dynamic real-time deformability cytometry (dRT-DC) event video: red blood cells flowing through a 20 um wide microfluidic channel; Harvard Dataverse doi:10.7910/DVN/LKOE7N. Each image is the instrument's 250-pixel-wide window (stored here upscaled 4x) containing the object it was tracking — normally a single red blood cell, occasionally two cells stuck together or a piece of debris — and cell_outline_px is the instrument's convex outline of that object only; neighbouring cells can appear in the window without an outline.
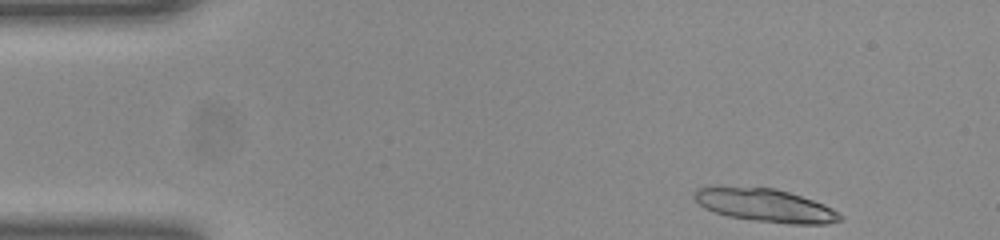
{"species": "common noctule bat (a hibernating species)", "species_latin": "Nyctalus noctula", "temperature_condition": "room temperature", "stored_images_in_passage": 15, "camera_frame_rate_fps": 3000, "um_per_image_px": 0.085, "animal": {"sex": "female", "body_mass_g": 23.0, "forearm_length_mm": 53.4}, "frame": {"image": 1, "passage_image": 1, "time_ms": 0.0, "image_size_px": [1000, 240], "cell_outline_px": [[844, 220], [828, 224], [788, 224], [752, 220], [728, 216], [704, 208], [696, 200], [692, 192], [696, 188], [776, 188], [824, 204], [832, 208], [844, 216]], "centroid_in_image_um": [65.13, 17.49], "position_along_channel_um": 19.9, "area_um2": 27.74}}